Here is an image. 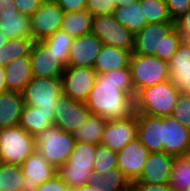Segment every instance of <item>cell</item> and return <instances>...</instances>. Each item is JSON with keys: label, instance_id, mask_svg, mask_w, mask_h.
<instances>
[{"label": "cell", "instance_id": "1", "mask_svg": "<svg viewBox=\"0 0 190 191\" xmlns=\"http://www.w3.org/2000/svg\"><path fill=\"white\" fill-rule=\"evenodd\" d=\"M85 105L107 121L133 115L135 96L130 68L97 74Z\"/></svg>", "mask_w": 190, "mask_h": 191}, {"label": "cell", "instance_id": "2", "mask_svg": "<svg viewBox=\"0 0 190 191\" xmlns=\"http://www.w3.org/2000/svg\"><path fill=\"white\" fill-rule=\"evenodd\" d=\"M180 93L170 79L145 87L135 96V112L158 117L171 115Z\"/></svg>", "mask_w": 190, "mask_h": 191}, {"label": "cell", "instance_id": "3", "mask_svg": "<svg viewBox=\"0 0 190 191\" xmlns=\"http://www.w3.org/2000/svg\"><path fill=\"white\" fill-rule=\"evenodd\" d=\"M36 150L56 169L68 161L76 144L75 138L54 124L35 136Z\"/></svg>", "mask_w": 190, "mask_h": 191}, {"label": "cell", "instance_id": "4", "mask_svg": "<svg viewBox=\"0 0 190 191\" xmlns=\"http://www.w3.org/2000/svg\"><path fill=\"white\" fill-rule=\"evenodd\" d=\"M35 151V137L21 126L0 129V163L21 165Z\"/></svg>", "mask_w": 190, "mask_h": 191}, {"label": "cell", "instance_id": "5", "mask_svg": "<svg viewBox=\"0 0 190 191\" xmlns=\"http://www.w3.org/2000/svg\"><path fill=\"white\" fill-rule=\"evenodd\" d=\"M129 68L134 86V96L145 87L170 79L168 62L159 59L155 55L148 56L132 53Z\"/></svg>", "mask_w": 190, "mask_h": 191}, {"label": "cell", "instance_id": "6", "mask_svg": "<svg viewBox=\"0 0 190 191\" xmlns=\"http://www.w3.org/2000/svg\"><path fill=\"white\" fill-rule=\"evenodd\" d=\"M24 104L38 108L45 114H54L62 95V79L32 77L23 92Z\"/></svg>", "mask_w": 190, "mask_h": 191}, {"label": "cell", "instance_id": "7", "mask_svg": "<svg viewBox=\"0 0 190 191\" xmlns=\"http://www.w3.org/2000/svg\"><path fill=\"white\" fill-rule=\"evenodd\" d=\"M92 33L105 45L133 51L135 35L119 24L114 15L93 17Z\"/></svg>", "mask_w": 190, "mask_h": 191}, {"label": "cell", "instance_id": "8", "mask_svg": "<svg viewBox=\"0 0 190 191\" xmlns=\"http://www.w3.org/2000/svg\"><path fill=\"white\" fill-rule=\"evenodd\" d=\"M96 71L90 67H65L62 74V94L85 102L96 81Z\"/></svg>", "mask_w": 190, "mask_h": 191}, {"label": "cell", "instance_id": "9", "mask_svg": "<svg viewBox=\"0 0 190 191\" xmlns=\"http://www.w3.org/2000/svg\"><path fill=\"white\" fill-rule=\"evenodd\" d=\"M85 102L73 100L65 95L58 98L54 111V125L70 134L81 127L90 114Z\"/></svg>", "mask_w": 190, "mask_h": 191}, {"label": "cell", "instance_id": "10", "mask_svg": "<svg viewBox=\"0 0 190 191\" xmlns=\"http://www.w3.org/2000/svg\"><path fill=\"white\" fill-rule=\"evenodd\" d=\"M64 11L54 2L45 0L30 16V27L34 41H42L60 29Z\"/></svg>", "mask_w": 190, "mask_h": 191}, {"label": "cell", "instance_id": "11", "mask_svg": "<svg viewBox=\"0 0 190 191\" xmlns=\"http://www.w3.org/2000/svg\"><path fill=\"white\" fill-rule=\"evenodd\" d=\"M137 127L136 112L122 119L108 120L103 130L102 144L119 152L137 137Z\"/></svg>", "mask_w": 190, "mask_h": 191}, {"label": "cell", "instance_id": "12", "mask_svg": "<svg viewBox=\"0 0 190 191\" xmlns=\"http://www.w3.org/2000/svg\"><path fill=\"white\" fill-rule=\"evenodd\" d=\"M162 144L168 155L185 156L190 150V130L172 115L162 116Z\"/></svg>", "mask_w": 190, "mask_h": 191}, {"label": "cell", "instance_id": "13", "mask_svg": "<svg viewBox=\"0 0 190 191\" xmlns=\"http://www.w3.org/2000/svg\"><path fill=\"white\" fill-rule=\"evenodd\" d=\"M24 175L22 191H36L39 185L50 180L57 174V169L36 150L21 164Z\"/></svg>", "mask_w": 190, "mask_h": 191}, {"label": "cell", "instance_id": "14", "mask_svg": "<svg viewBox=\"0 0 190 191\" xmlns=\"http://www.w3.org/2000/svg\"><path fill=\"white\" fill-rule=\"evenodd\" d=\"M149 153L137 137L117 152V167L130 183L140 177Z\"/></svg>", "mask_w": 190, "mask_h": 191}, {"label": "cell", "instance_id": "15", "mask_svg": "<svg viewBox=\"0 0 190 191\" xmlns=\"http://www.w3.org/2000/svg\"><path fill=\"white\" fill-rule=\"evenodd\" d=\"M29 57L34 77L61 79L65 66L42 41L33 43Z\"/></svg>", "mask_w": 190, "mask_h": 191}, {"label": "cell", "instance_id": "16", "mask_svg": "<svg viewBox=\"0 0 190 191\" xmlns=\"http://www.w3.org/2000/svg\"><path fill=\"white\" fill-rule=\"evenodd\" d=\"M103 42L93 33L73 38L67 67H94Z\"/></svg>", "mask_w": 190, "mask_h": 191}, {"label": "cell", "instance_id": "17", "mask_svg": "<svg viewBox=\"0 0 190 191\" xmlns=\"http://www.w3.org/2000/svg\"><path fill=\"white\" fill-rule=\"evenodd\" d=\"M175 27V23H149L135 34L133 53L155 55L159 58V44Z\"/></svg>", "mask_w": 190, "mask_h": 191}, {"label": "cell", "instance_id": "18", "mask_svg": "<svg viewBox=\"0 0 190 191\" xmlns=\"http://www.w3.org/2000/svg\"><path fill=\"white\" fill-rule=\"evenodd\" d=\"M174 159V156L165 152H150L136 182L153 185L169 184Z\"/></svg>", "mask_w": 190, "mask_h": 191}, {"label": "cell", "instance_id": "19", "mask_svg": "<svg viewBox=\"0 0 190 191\" xmlns=\"http://www.w3.org/2000/svg\"><path fill=\"white\" fill-rule=\"evenodd\" d=\"M137 114V138L149 152H163L162 117Z\"/></svg>", "mask_w": 190, "mask_h": 191}, {"label": "cell", "instance_id": "20", "mask_svg": "<svg viewBox=\"0 0 190 191\" xmlns=\"http://www.w3.org/2000/svg\"><path fill=\"white\" fill-rule=\"evenodd\" d=\"M132 51L103 44L93 69L97 74L129 68Z\"/></svg>", "mask_w": 190, "mask_h": 191}, {"label": "cell", "instance_id": "21", "mask_svg": "<svg viewBox=\"0 0 190 191\" xmlns=\"http://www.w3.org/2000/svg\"><path fill=\"white\" fill-rule=\"evenodd\" d=\"M8 91L22 93L33 74L30 57H20L4 67Z\"/></svg>", "mask_w": 190, "mask_h": 191}, {"label": "cell", "instance_id": "22", "mask_svg": "<svg viewBox=\"0 0 190 191\" xmlns=\"http://www.w3.org/2000/svg\"><path fill=\"white\" fill-rule=\"evenodd\" d=\"M23 106L22 93L14 91L0 93V129L19 125Z\"/></svg>", "mask_w": 190, "mask_h": 191}, {"label": "cell", "instance_id": "23", "mask_svg": "<svg viewBox=\"0 0 190 191\" xmlns=\"http://www.w3.org/2000/svg\"><path fill=\"white\" fill-rule=\"evenodd\" d=\"M170 81L179 89L190 80V49L182 41L168 61Z\"/></svg>", "mask_w": 190, "mask_h": 191}, {"label": "cell", "instance_id": "24", "mask_svg": "<svg viewBox=\"0 0 190 191\" xmlns=\"http://www.w3.org/2000/svg\"><path fill=\"white\" fill-rule=\"evenodd\" d=\"M88 184L99 188L101 191H129L130 181L124 176L118 167L107 172H91Z\"/></svg>", "mask_w": 190, "mask_h": 191}, {"label": "cell", "instance_id": "25", "mask_svg": "<svg viewBox=\"0 0 190 191\" xmlns=\"http://www.w3.org/2000/svg\"><path fill=\"white\" fill-rule=\"evenodd\" d=\"M0 33L8 40L12 38H32L30 17L21 13H7L1 16Z\"/></svg>", "mask_w": 190, "mask_h": 191}, {"label": "cell", "instance_id": "26", "mask_svg": "<svg viewBox=\"0 0 190 191\" xmlns=\"http://www.w3.org/2000/svg\"><path fill=\"white\" fill-rule=\"evenodd\" d=\"M54 124V114H45L38 108L25 105L22 108L19 126L32 136L38 135Z\"/></svg>", "mask_w": 190, "mask_h": 191}, {"label": "cell", "instance_id": "27", "mask_svg": "<svg viewBox=\"0 0 190 191\" xmlns=\"http://www.w3.org/2000/svg\"><path fill=\"white\" fill-rule=\"evenodd\" d=\"M93 16L87 10L64 12L60 29L72 38L92 33Z\"/></svg>", "mask_w": 190, "mask_h": 191}, {"label": "cell", "instance_id": "28", "mask_svg": "<svg viewBox=\"0 0 190 191\" xmlns=\"http://www.w3.org/2000/svg\"><path fill=\"white\" fill-rule=\"evenodd\" d=\"M107 120L97 114L90 113L81 127L72 132L76 142L90 144L102 143V135Z\"/></svg>", "mask_w": 190, "mask_h": 191}, {"label": "cell", "instance_id": "29", "mask_svg": "<svg viewBox=\"0 0 190 191\" xmlns=\"http://www.w3.org/2000/svg\"><path fill=\"white\" fill-rule=\"evenodd\" d=\"M114 16L119 24L127 27L134 35L147 24L140 0L129 6H117Z\"/></svg>", "mask_w": 190, "mask_h": 191}, {"label": "cell", "instance_id": "30", "mask_svg": "<svg viewBox=\"0 0 190 191\" xmlns=\"http://www.w3.org/2000/svg\"><path fill=\"white\" fill-rule=\"evenodd\" d=\"M33 38H12L0 48V66L6 67L13 60L29 57L34 43Z\"/></svg>", "mask_w": 190, "mask_h": 191}, {"label": "cell", "instance_id": "31", "mask_svg": "<svg viewBox=\"0 0 190 191\" xmlns=\"http://www.w3.org/2000/svg\"><path fill=\"white\" fill-rule=\"evenodd\" d=\"M96 144L76 142L73 152L69 155L67 163L70 169L93 170Z\"/></svg>", "mask_w": 190, "mask_h": 191}, {"label": "cell", "instance_id": "32", "mask_svg": "<svg viewBox=\"0 0 190 191\" xmlns=\"http://www.w3.org/2000/svg\"><path fill=\"white\" fill-rule=\"evenodd\" d=\"M72 40L73 38L69 34L58 29L54 34L42 40V42L47 46L48 51L56 55L58 61L67 67Z\"/></svg>", "mask_w": 190, "mask_h": 191}, {"label": "cell", "instance_id": "33", "mask_svg": "<svg viewBox=\"0 0 190 191\" xmlns=\"http://www.w3.org/2000/svg\"><path fill=\"white\" fill-rule=\"evenodd\" d=\"M169 185L179 191H187L190 188V162L185 156L175 157Z\"/></svg>", "mask_w": 190, "mask_h": 191}, {"label": "cell", "instance_id": "34", "mask_svg": "<svg viewBox=\"0 0 190 191\" xmlns=\"http://www.w3.org/2000/svg\"><path fill=\"white\" fill-rule=\"evenodd\" d=\"M21 165L0 163V191H22Z\"/></svg>", "mask_w": 190, "mask_h": 191}, {"label": "cell", "instance_id": "35", "mask_svg": "<svg viewBox=\"0 0 190 191\" xmlns=\"http://www.w3.org/2000/svg\"><path fill=\"white\" fill-rule=\"evenodd\" d=\"M147 24L149 23H175L168 11L165 0H140Z\"/></svg>", "mask_w": 190, "mask_h": 191}, {"label": "cell", "instance_id": "36", "mask_svg": "<svg viewBox=\"0 0 190 191\" xmlns=\"http://www.w3.org/2000/svg\"><path fill=\"white\" fill-rule=\"evenodd\" d=\"M92 171L70 169V164L66 162L57 169V174L69 188L76 189L88 184Z\"/></svg>", "mask_w": 190, "mask_h": 191}, {"label": "cell", "instance_id": "37", "mask_svg": "<svg viewBox=\"0 0 190 191\" xmlns=\"http://www.w3.org/2000/svg\"><path fill=\"white\" fill-rule=\"evenodd\" d=\"M95 158L96 160L93 164L94 172H107L109 169L117 167V152L102 143L96 145Z\"/></svg>", "mask_w": 190, "mask_h": 191}, {"label": "cell", "instance_id": "38", "mask_svg": "<svg viewBox=\"0 0 190 191\" xmlns=\"http://www.w3.org/2000/svg\"><path fill=\"white\" fill-rule=\"evenodd\" d=\"M182 41V35L174 27L168 35L161 39L159 44V59L168 62Z\"/></svg>", "mask_w": 190, "mask_h": 191}, {"label": "cell", "instance_id": "39", "mask_svg": "<svg viewBox=\"0 0 190 191\" xmlns=\"http://www.w3.org/2000/svg\"><path fill=\"white\" fill-rule=\"evenodd\" d=\"M181 125L190 130V96L180 93L171 114Z\"/></svg>", "mask_w": 190, "mask_h": 191}, {"label": "cell", "instance_id": "40", "mask_svg": "<svg viewBox=\"0 0 190 191\" xmlns=\"http://www.w3.org/2000/svg\"><path fill=\"white\" fill-rule=\"evenodd\" d=\"M115 0H86V10L93 16L114 15Z\"/></svg>", "mask_w": 190, "mask_h": 191}, {"label": "cell", "instance_id": "41", "mask_svg": "<svg viewBox=\"0 0 190 191\" xmlns=\"http://www.w3.org/2000/svg\"><path fill=\"white\" fill-rule=\"evenodd\" d=\"M165 2L173 21L190 9L189 0H165Z\"/></svg>", "mask_w": 190, "mask_h": 191}, {"label": "cell", "instance_id": "42", "mask_svg": "<svg viewBox=\"0 0 190 191\" xmlns=\"http://www.w3.org/2000/svg\"><path fill=\"white\" fill-rule=\"evenodd\" d=\"M18 12L24 15L32 16L45 0H14Z\"/></svg>", "mask_w": 190, "mask_h": 191}, {"label": "cell", "instance_id": "43", "mask_svg": "<svg viewBox=\"0 0 190 191\" xmlns=\"http://www.w3.org/2000/svg\"><path fill=\"white\" fill-rule=\"evenodd\" d=\"M36 191H75V189L69 188L60 178L58 174L52 177L50 180L39 185Z\"/></svg>", "mask_w": 190, "mask_h": 191}, {"label": "cell", "instance_id": "44", "mask_svg": "<svg viewBox=\"0 0 190 191\" xmlns=\"http://www.w3.org/2000/svg\"><path fill=\"white\" fill-rule=\"evenodd\" d=\"M64 12L86 10V0H53Z\"/></svg>", "mask_w": 190, "mask_h": 191}, {"label": "cell", "instance_id": "45", "mask_svg": "<svg viewBox=\"0 0 190 191\" xmlns=\"http://www.w3.org/2000/svg\"><path fill=\"white\" fill-rule=\"evenodd\" d=\"M174 22L175 28L179 31L182 37L190 36V9Z\"/></svg>", "mask_w": 190, "mask_h": 191}, {"label": "cell", "instance_id": "46", "mask_svg": "<svg viewBox=\"0 0 190 191\" xmlns=\"http://www.w3.org/2000/svg\"><path fill=\"white\" fill-rule=\"evenodd\" d=\"M169 184H141L136 181L131 183L132 191H169Z\"/></svg>", "mask_w": 190, "mask_h": 191}, {"label": "cell", "instance_id": "47", "mask_svg": "<svg viewBox=\"0 0 190 191\" xmlns=\"http://www.w3.org/2000/svg\"><path fill=\"white\" fill-rule=\"evenodd\" d=\"M7 13H19L14 0H0V20Z\"/></svg>", "mask_w": 190, "mask_h": 191}, {"label": "cell", "instance_id": "48", "mask_svg": "<svg viewBox=\"0 0 190 191\" xmlns=\"http://www.w3.org/2000/svg\"><path fill=\"white\" fill-rule=\"evenodd\" d=\"M7 91H8V88L6 84L4 67L0 66V93L7 92Z\"/></svg>", "mask_w": 190, "mask_h": 191}, {"label": "cell", "instance_id": "49", "mask_svg": "<svg viewBox=\"0 0 190 191\" xmlns=\"http://www.w3.org/2000/svg\"><path fill=\"white\" fill-rule=\"evenodd\" d=\"M75 191H101V190L95 186L86 184L82 187L76 188Z\"/></svg>", "mask_w": 190, "mask_h": 191}, {"label": "cell", "instance_id": "50", "mask_svg": "<svg viewBox=\"0 0 190 191\" xmlns=\"http://www.w3.org/2000/svg\"><path fill=\"white\" fill-rule=\"evenodd\" d=\"M139 0H115L116 2V5L117 6H120V5H123V6H126V5H131L135 2H138Z\"/></svg>", "mask_w": 190, "mask_h": 191}, {"label": "cell", "instance_id": "51", "mask_svg": "<svg viewBox=\"0 0 190 191\" xmlns=\"http://www.w3.org/2000/svg\"><path fill=\"white\" fill-rule=\"evenodd\" d=\"M180 91H181V93L190 96V80H189V82H187V84H185L184 87H182V88L180 89Z\"/></svg>", "mask_w": 190, "mask_h": 191}, {"label": "cell", "instance_id": "52", "mask_svg": "<svg viewBox=\"0 0 190 191\" xmlns=\"http://www.w3.org/2000/svg\"><path fill=\"white\" fill-rule=\"evenodd\" d=\"M8 39L0 33V48L7 43Z\"/></svg>", "mask_w": 190, "mask_h": 191}, {"label": "cell", "instance_id": "53", "mask_svg": "<svg viewBox=\"0 0 190 191\" xmlns=\"http://www.w3.org/2000/svg\"><path fill=\"white\" fill-rule=\"evenodd\" d=\"M183 42L188 46V48L190 49V36L188 37H182Z\"/></svg>", "mask_w": 190, "mask_h": 191}, {"label": "cell", "instance_id": "54", "mask_svg": "<svg viewBox=\"0 0 190 191\" xmlns=\"http://www.w3.org/2000/svg\"><path fill=\"white\" fill-rule=\"evenodd\" d=\"M185 157L189 160L190 162V150L187 152V154L185 155Z\"/></svg>", "mask_w": 190, "mask_h": 191}, {"label": "cell", "instance_id": "55", "mask_svg": "<svg viewBox=\"0 0 190 191\" xmlns=\"http://www.w3.org/2000/svg\"><path fill=\"white\" fill-rule=\"evenodd\" d=\"M169 191H179V190L174 189V188L171 187V188L169 189Z\"/></svg>", "mask_w": 190, "mask_h": 191}]
</instances>
